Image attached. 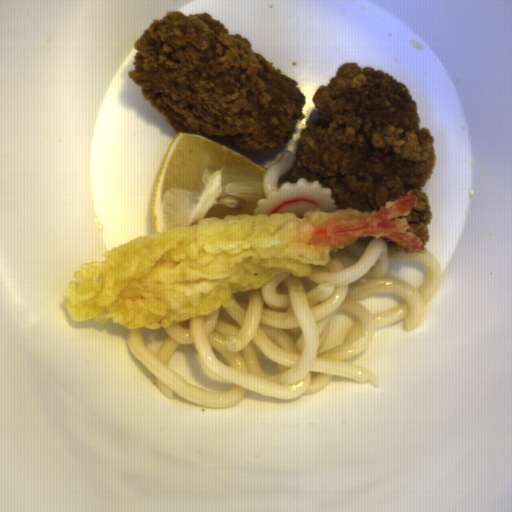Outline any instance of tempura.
Returning a JSON list of instances; mask_svg holds the SVG:
<instances>
[{
  "instance_id": "tempura-1",
  "label": "tempura",
  "mask_w": 512,
  "mask_h": 512,
  "mask_svg": "<svg viewBox=\"0 0 512 512\" xmlns=\"http://www.w3.org/2000/svg\"><path fill=\"white\" fill-rule=\"evenodd\" d=\"M413 189L373 211L227 214L196 225L139 235L81 263L64 289L75 323L119 324L127 331L165 329L235 305L233 290L261 289L281 273L298 279L326 266L331 252L355 238L388 239L412 252L423 240L407 217L419 204ZM403 217V218H399Z\"/></svg>"
}]
</instances>
